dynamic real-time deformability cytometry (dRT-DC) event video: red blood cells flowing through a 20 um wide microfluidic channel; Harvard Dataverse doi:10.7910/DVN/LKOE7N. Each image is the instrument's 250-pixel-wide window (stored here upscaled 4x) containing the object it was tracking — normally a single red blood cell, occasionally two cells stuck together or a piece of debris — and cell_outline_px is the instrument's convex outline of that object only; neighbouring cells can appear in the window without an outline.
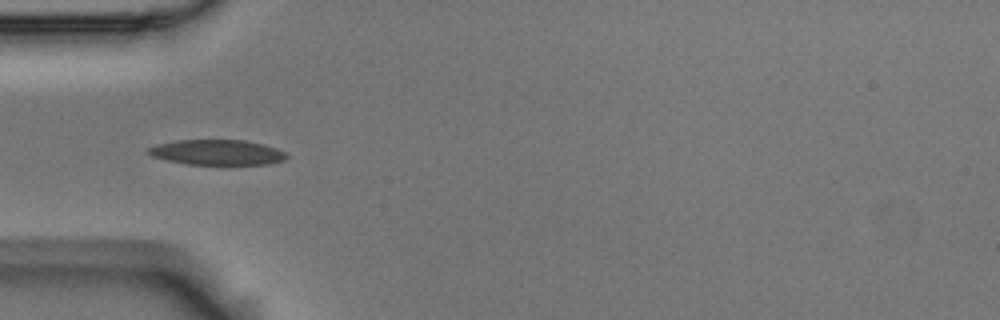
{"species": "Egyptian fruit bat (a non-hibernating species)", "species_latin": "Rousettus aegyptiacus", "temperature_condition": "room temperature", "stored_images_in_passage": 8, "camera_frame_rate_fps": 3000, "um_per_image_px": 0.085, "animal": {"sex": "male"}, "frame": {"image": 1, "passage_image": 5, "time_ms": 1.333, "image_size_px": [1000, 320], "cell_outline_px": [[288, 156], [284, 160], [268, 164], [188, 164], [168, 160], [152, 156], [144, 152], [144, 148], [156, 144], [176, 140], [244, 140], [264, 144], [276, 148], [284, 152]], "centroid_in_image_um": [18.39, 12.94], "position_along_channel_um": 66.6, "area_um2": 20.4}}
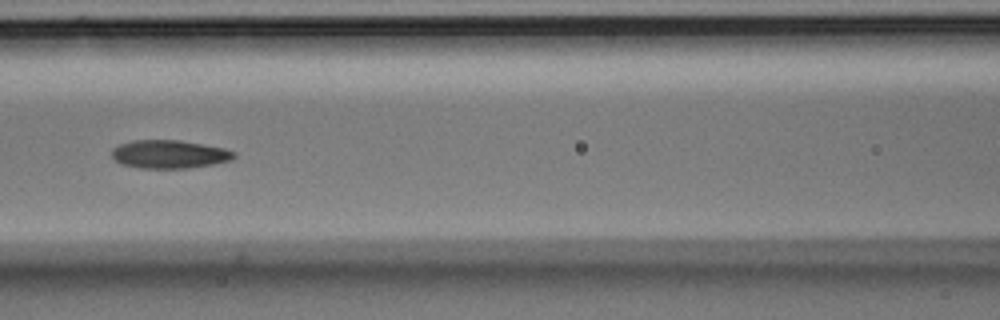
{"frame": {"image": 2, "passage_image": 7, "time_ms": 2.0, "image_size_px": [1000, 320], "cell_outline_px": [[236, 156], [232, 160], [212, 164], [188, 168], [140, 168], [120, 164], [112, 156], [112, 148], [120, 144], [132, 140], [180, 140], [224, 148], [236, 152]], "centroid_in_image_um": [14.39, 13.11], "position_along_channel_um": 152.2, "area_um2": 20.17}}
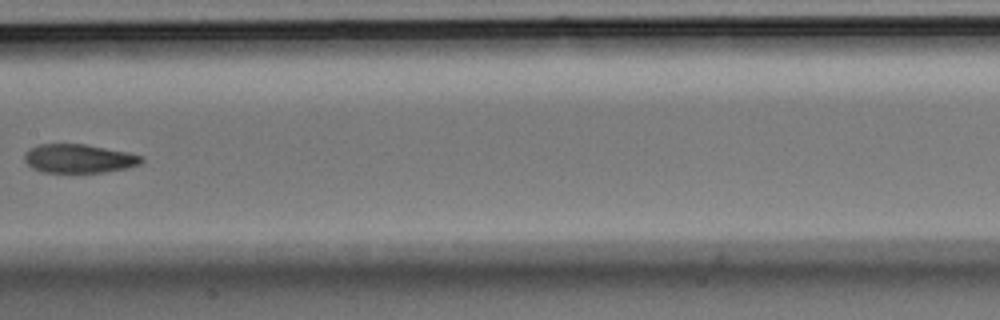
{"frame": {"image": 3, "passage_image": 8, "time_ms": 2.333, "image_size_px": [1000, 320], "cell_outline_px": [[144, 160], [140, 164], [128, 168], [100, 172], [40, 172], [32, 168], [24, 160], [24, 156], [28, 148], [40, 144], [84, 144], [128, 152], [144, 156]], "centroid_in_image_um": [6.7, 13.47], "position_along_channel_um": 200.7, "area_um2": 19.65}}